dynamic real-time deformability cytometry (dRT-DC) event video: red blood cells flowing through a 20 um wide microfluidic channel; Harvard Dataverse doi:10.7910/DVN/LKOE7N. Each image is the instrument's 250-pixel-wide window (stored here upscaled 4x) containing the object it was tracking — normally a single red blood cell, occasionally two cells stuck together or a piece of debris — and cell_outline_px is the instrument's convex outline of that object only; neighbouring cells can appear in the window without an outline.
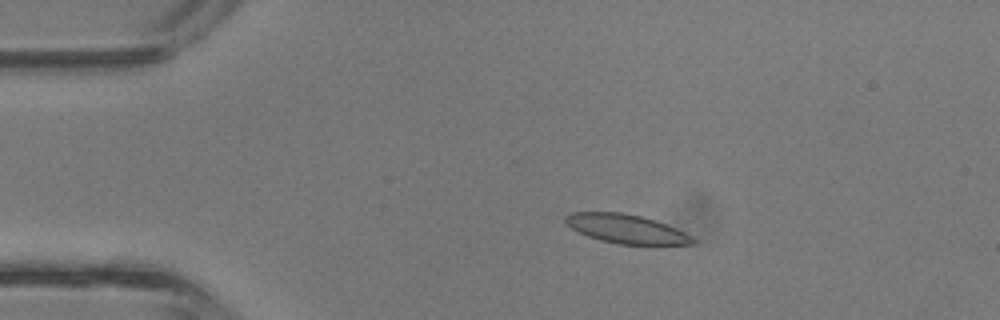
{"species": "common noctule bat (a hibernating species)", "species_latin": "Nyctalus noctula", "temperature_condition": "room temperature", "stored_images_in_passage": 3, "camera_frame_rate_fps": 3000, "um_per_image_px": 0.085, "animal": {"sex": "male", "body_mass_g": 13.3}, "frame": {"image": 1, "passage_image": 2, "time_ms": 0.333, "image_size_px": [1000, 320], "cell_outline_px": [[696, 244], [656, 248], [648, 248], [620, 244], [600, 240], [588, 236], [564, 224], [564, 216], [572, 212], [620, 212], [640, 216], [676, 228], [684, 232], [696, 240]], "centroid_in_image_um": [53.32, 19.52], "position_along_channel_um": 31.7, "area_um2": 22.37}}